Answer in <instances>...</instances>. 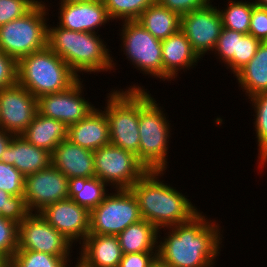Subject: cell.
<instances>
[{"mask_svg": "<svg viewBox=\"0 0 267 267\" xmlns=\"http://www.w3.org/2000/svg\"><path fill=\"white\" fill-rule=\"evenodd\" d=\"M142 220L137 199L130 189H117L90 211L89 235L118 236L129 225Z\"/></svg>", "mask_w": 267, "mask_h": 267, "instance_id": "cell-8", "label": "cell"}, {"mask_svg": "<svg viewBox=\"0 0 267 267\" xmlns=\"http://www.w3.org/2000/svg\"><path fill=\"white\" fill-rule=\"evenodd\" d=\"M250 100L256 113L254 124L259 147V164L264 168L267 163V92L256 94L250 97Z\"/></svg>", "mask_w": 267, "mask_h": 267, "instance_id": "cell-30", "label": "cell"}, {"mask_svg": "<svg viewBox=\"0 0 267 267\" xmlns=\"http://www.w3.org/2000/svg\"><path fill=\"white\" fill-rule=\"evenodd\" d=\"M140 89L130 86L126 91H111L104 113L108 119L110 144L137 155L139 159Z\"/></svg>", "mask_w": 267, "mask_h": 267, "instance_id": "cell-6", "label": "cell"}, {"mask_svg": "<svg viewBox=\"0 0 267 267\" xmlns=\"http://www.w3.org/2000/svg\"><path fill=\"white\" fill-rule=\"evenodd\" d=\"M222 28L220 12L211 3L181 16L180 29L199 58L215 49Z\"/></svg>", "mask_w": 267, "mask_h": 267, "instance_id": "cell-13", "label": "cell"}, {"mask_svg": "<svg viewBox=\"0 0 267 267\" xmlns=\"http://www.w3.org/2000/svg\"><path fill=\"white\" fill-rule=\"evenodd\" d=\"M157 262V252L123 254L118 267H151Z\"/></svg>", "mask_w": 267, "mask_h": 267, "instance_id": "cell-40", "label": "cell"}, {"mask_svg": "<svg viewBox=\"0 0 267 267\" xmlns=\"http://www.w3.org/2000/svg\"><path fill=\"white\" fill-rule=\"evenodd\" d=\"M260 43L261 41L251 34H244L238 38L237 54H234L233 59L227 64L233 74H236L254 57Z\"/></svg>", "mask_w": 267, "mask_h": 267, "instance_id": "cell-33", "label": "cell"}, {"mask_svg": "<svg viewBox=\"0 0 267 267\" xmlns=\"http://www.w3.org/2000/svg\"><path fill=\"white\" fill-rule=\"evenodd\" d=\"M151 267H165V266H163L161 263H159L158 261L154 264V265H152Z\"/></svg>", "mask_w": 267, "mask_h": 267, "instance_id": "cell-46", "label": "cell"}, {"mask_svg": "<svg viewBox=\"0 0 267 267\" xmlns=\"http://www.w3.org/2000/svg\"><path fill=\"white\" fill-rule=\"evenodd\" d=\"M202 213L169 227L168 236L157 245L159 263L165 267H214L222 243L221 229Z\"/></svg>", "mask_w": 267, "mask_h": 267, "instance_id": "cell-1", "label": "cell"}, {"mask_svg": "<svg viewBox=\"0 0 267 267\" xmlns=\"http://www.w3.org/2000/svg\"><path fill=\"white\" fill-rule=\"evenodd\" d=\"M158 232L160 230L145 219L129 225L117 236L122 253L157 252Z\"/></svg>", "mask_w": 267, "mask_h": 267, "instance_id": "cell-25", "label": "cell"}, {"mask_svg": "<svg viewBox=\"0 0 267 267\" xmlns=\"http://www.w3.org/2000/svg\"><path fill=\"white\" fill-rule=\"evenodd\" d=\"M80 80L81 78L65 91L39 96L38 113L64 122L68 127L84 119L95 106L81 96L83 85Z\"/></svg>", "mask_w": 267, "mask_h": 267, "instance_id": "cell-14", "label": "cell"}, {"mask_svg": "<svg viewBox=\"0 0 267 267\" xmlns=\"http://www.w3.org/2000/svg\"><path fill=\"white\" fill-rule=\"evenodd\" d=\"M38 0H0V26L27 14Z\"/></svg>", "mask_w": 267, "mask_h": 267, "instance_id": "cell-37", "label": "cell"}, {"mask_svg": "<svg viewBox=\"0 0 267 267\" xmlns=\"http://www.w3.org/2000/svg\"><path fill=\"white\" fill-rule=\"evenodd\" d=\"M57 27H47V47L60 56L78 76L79 72L112 70L115 63L100 35Z\"/></svg>", "mask_w": 267, "mask_h": 267, "instance_id": "cell-3", "label": "cell"}, {"mask_svg": "<svg viewBox=\"0 0 267 267\" xmlns=\"http://www.w3.org/2000/svg\"><path fill=\"white\" fill-rule=\"evenodd\" d=\"M17 84V61L0 50V90Z\"/></svg>", "mask_w": 267, "mask_h": 267, "instance_id": "cell-38", "label": "cell"}, {"mask_svg": "<svg viewBox=\"0 0 267 267\" xmlns=\"http://www.w3.org/2000/svg\"><path fill=\"white\" fill-rule=\"evenodd\" d=\"M71 247L72 242L38 213H30L18 225L17 250H33L55 256H69Z\"/></svg>", "mask_w": 267, "mask_h": 267, "instance_id": "cell-12", "label": "cell"}, {"mask_svg": "<svg viewBox=\"0 0 267 267\" xmlns=\"http://www.w3.org/2000/svg\"><path fill=\"white\" fill-rule=\"evenodd\" d=\"M0 161L13 165L26 177L47 168L51 164V154L34 146L21 135H14Z\"/></svg>", "mask_w": 267, "mask_h": 267, "instance_id": "cell-19", "label": "cell"}, {"mask_svg": "<svg viewBox=\"0 0 267 267\" xmlns=\"http://www.w3.org/2000/svg\"><path fill=\"white\" fill-rule=\"evenodd\" d=\"M13 136L14 134L0 128V159L5 149L9 146Z\"/></svg>", "mask_w": 267, "mask_h": 267, "instance_id": "cell-42", "label": "cell"}, {"mask_svg": "<svg viewBox=\"0 0 267 267\" xmlns=\"http://www.w3.org/2000/svg\"><path fill=\"white\" fill-rule=\"evenodd\" d=\"M38 214L72 243L81 244L89 235L90 212L71 198L47 205Z\"/></svg>", "mask_w": 267, "mask_h": 267, "instance_id": "cell-16", "label": "cell"}, {"mask_svg": "<svg viewBox=\"0 0 267 267\" xmlns=\"http://www.w3.org/2000/svg\"><path fill=\"white\" fill-rule=\"evenodd\" d=\"M253 3L256 6H260L267 9V0H255Z\"/></svg>", "mask_w": 267, "mask_h": 267, "instance_id": "cell-43", "label": "cell"}, {"mask_svg": "<svg viewBox=\"0 0 267 267\" xmlns=\"http://www.w3.org/2000/svg\"><path fill=\"white\" fill-rule=\"evenodd\" d=\"M95 177L117 189H130L147 171L137 155L108 144L93 151Z\"/></svg>", "mask_w": 267, "mask_h": 267, "instance_id": "cell-9", "label": "cell"}, {"mask_svg": "<svg viewBox=\"0 0 267 267\" xmlns=\"http://www.w3.org/2000/svg\"><path fill=\"white\" fill-rule=\"evenodd\" d=\"M59 4L58 24L66 30L96 33V28L111 20L102 0Z\"/></svg>", "mask_w": 267, "mask_h": 267, "instance_id": "cell-17", "label": "cell"}, {"mask_svg": "<svg viewBox=\"0 0 267 267\" xmlns=\"http://www.w3.org/2000/svg\"><path fill=\"white\" fill-rule=\"evenodd\" d=\"M21 136L34 146L52 154L60 142L68 138V126L64 122L45 117L37 112Z\"/></svg>", "mask_w": 267, "mask_h": 267, "instance_id": "cell-23", "label": "cell"}, {"mask_svg": "<svg viewBox=\"0 0 267 267\" xmlns=\"http://www.w3.org/2000/svg\"><path fill=\"white\" fill-rule=\"evenodd\" d=\"M30 214L24 196H12L0 190V216L20 224Z\"/></svg>", "mask_w": 267, "mask_h": 267, "instance_id": "cell-32", "label": "cell"}, {"mask_svg": "<svg viewBox=\"0 0 267 267\" xmlns=\"http://www.w3.org/2000/svg\"><path fill=\"white\" fill-rule=\"evenodd\" d=\"M0 267H7V261L0 255Z\"/></svg>", "mask_w": 267, "mask_h": 267, "instance_id": "cell-45", "label": "cell"}, {"mask_svg": "<svg viewBox=\"0 0 267 267\" xmlns=\"http://www.w3.org/2000/svg\"><path fill=\"white\" fill-rule=\"evenodd\" d=\"M43 3L39 1L24 16L0 26V50L17 62L47 46L48 10Z\"/></svg>", "mask_w": 267, "mask_h": 267, "instance_id": "cell-7", "label": "cell"}, {"mask_svg": "<svg viewBox=\"0 0 267 267\" xmlns=\"http://www.w3.org/2000/svg\"><path fill=\"white\" fill-rule=\"evenodd\" d=\"M91 0H61V3L88 2Z\"/></svg>", "mask_w": 267, "mask_h": 267, "instance_id": "cell-44", "label": "cell"}, {"mask_svg": "<svg viewBox=\"0 0 267 267\" xmlns=\"http://www.w3.org/2000/svg\"><path fill=\"white\" fill-rule=\"evenodd\" d=\"M249 34L261 42L267 41V9L260 6H253L250 18Z\"/></svg>", "mask_w": 267, "mask_h": 267, "instance_id": "cell-39", "label": "cell"}, {"mask_svg": "<svg viewBox=\"0 0 267 267\" xmlns=\"http://www.w3.org/2000/svg\"><path fill=\"white\" fill-rule=\"evenodd\" d=\"M72 181L50 164L47 168L25 177L24 199L30 213L71 197ZM37 210V211H36Z\"/></svg>", "mask_w": 267, "mask_h": 267, "instance_id": "cell-11", "label": "cell"}, {"mask_svg": "<svg viewBox=\"0 0 267 267\" xmlns=\"http://www.w3.org/2000/svg\"><path fill=\"white\" fill-rule=\"evenodd\" d=\"M80 267H118L122 250L116 235H88L82 242Z\"/></svg>", "mask_w": 267, "mask_h": 267, "instance_id": "cell-20", "label": "cell"}, {"mask_svg": "<svg viewBox=\"0 0 267 267\" xmlns=\"http://www.w3.org/2000/svg\"><path fill=\"white\" fill-rule=\"evenodd\" d=\"M136 21L160 40L177 32L181 26V16L156 1L145 9Z\"/></svg>", "mask_w": 267, "mask_h": 267, "instance_id": "cell-26", "label": "cell"}, {"mask_svg": "<svg viewBox=\"0 0 267 267\" xmlns=\"http://www.w3.org/2000/svg\"><path fill=\"white\" fill-rule=\"evenodd\" d=\"M79 77L47 46L17 62V83L34 97L67 90Z\"/></svg>", "mask_w": 267, "mask_h": 267, "instance_id": "cell-4", "label": "cell"}, {"mask_svg": "<svg viewBox=\"0 0 267 267\" xmlns=\"http://www.w3.org/2000/svg\"><path fill=\"white\" fill-rule=\"evenodd\" d=\"M225 10H219L224 28L249 34L253 2L230 0Z\"/></svg>", "mask_w": 267, "mask_h": 267, "instance_id": "cell-28", "label": "cell"}, {"mask_svg": "<svg viewBox=\"0 0 267 267\" xmlns=\"http://www.w3.org/2000/svg\"><path fill=\"white\" fill-rule=\"evenodd\" d=\"M107 184L97 177L79 179L71 184V199L89 212L98 206L108 194Z\"/></svg>", "mask_w": 267, "mask_h": 267, "instance_id": "cell-27", "label": "cell"}, {"mask_svg": "<svg viewBox=\"0 0 267 267\" xmlns=\"http://www.w3.org/2000/svg\"><path fill=\"white\" fill-rule=\"evenodd\" d=\"M243 35L241 32L222 28L213 51H215L219 59L221 58L226 65L233 59L234 54H237L238 38H241Z\"/></svg>", "mask_w": 267, "mask_h": 267, "instance_id": "cell-36", "label": "cell"}, {"mask_svg": "<svg viewBox=\"0 0 267 267\" xmlns=\"http://www.w3.org/2000/svg\"><path fill=\"white\" fill-rule=\"evenodd\" d=\"M109 17L123 21H134L156 0H102Z\"/></svg>", "mask_w": 267, "mask_h": 267, "instance_id": "cell-31", "label": "cell"}, {"mask_svg": "<svg viewBox=\"0 0 267 267\" xmlns=\"http://www.w3.org/2000/svg\"><path fill=\"white\" fill-rule=\"evenodd\" d=\"M155 102L140 89L139 160L148 170H166L170 121Z\"/></svg>", "mask_w": 267, "mask_h": 267, "instance_id": "cell-5", "label": "cell"}, {"mask_svg": "<svg viewBox=\"0 0 267 267\" xmlns=\"http://www.w3.org/2000/svg\"><path fill=\"white\" fill-rule=\"evenodd\" d=\"M37 98L18 83L0 90V128L21 135L33 121Z\"/></svg>", "mask_w": 267, "mask_h": 267, "instance_id": "cell-15", "label": "cell"}, {"mask_svg": "<svg viewBox=\"0 0 267 267\" xmlns=\"http://www.w3.org/2000/svg\"><path fill=\"white\" fill-rule=\"evenodd\" d=\"M18 224L0 216V255L8 262L17 251Z\"/></svg>", "mask_w": 267, "mask_h": 267, "instance_id": "cell-35", "label": "cell"}, {"mask_svg": "<svg viewBox=\"0 0 267 267\" xmlns=\"http://www.w3.org/2000/svg\"><path fill=\"white\" fill-rule=\"evenodd\" d=\"M158 4L178 13L180 16L208 5L210 0H156Z\"/></svg>", "mask_w": 267, "mask_h": 267, "instance_id": "cell-41", "label": "cell"}, {"mask_svg": "<svg viewBox=\"0 0 267 267\" xmlns=\"http://www.w3.org/2000/svg\"><path fill=\"white\" fill-rule=\"evenodd\" d=\"M69 256H55L33 250H17L7 262L8 267H67Z\"/></svg>", "mask_w": 267, "mask_h": 267, "instance_id": "cell-29", "label": "cell"}, {"mask_svg": "<svg viewBox=\"0 0 267 267\" xmlns=\"http://www.w3.org/2000/svg\"><path fill=\"white\" fill-rule=\"evenodd\" d=\"M123 52L143 73L163 79L162 40L155 38L136 20L124 21Z\"/></svg>", "mask_w": 267, "mask_h": 267, "instance_id": "cell-10", "label": "cell"}, {"mask_svg": "<svg viewBox=\"0 0 267 267\" xmlns=\"http://www.w3.org/2000/svg\"><path fill=\"white\" fill-rule=\"evenodd\" d=\"M51 164L72 182L95 177L93 151L64 139L51 154Z\"/></svg>", "mask_w": 267, "mask_h": 267, "instance_id": "cell-18", "label": "cell"}, {"mask_svg": "<svg viewBox=\"0 0 267 267\" xmlns=\"http://www.w3.org/2000/svg\"><path fill=\"white\" fill-rule=\"evenodd\" d=\"M80 147L95 151L110 144L108 119L95 108L84 119L68 127V138Z\"/></svg>", "mask_w": 267, "mask_h": 267, "instance_id": "cell-21", "label": "cell"}, {"mask_svg": "<svg viewBox=\"0 0 267 267\" xmlns=\"http://www.w3.org/2000/svg\"><path fill=\"white\" fill-rule=\"evenodd\" d=\"M235 76L249 98L267 92V41L260 43L254 57Z\"/></svg>", "mask_w": 267, "mask_h": 267, "instance_id": "cell-24", "label": "cell"}, {"mask_svg": "<svg viewBox=\"0 0 267 267\" xmlns=\"http://www.w3.org/2000/svg\"><path fill=\"white\" fill-rule=\"evenodd\" d=\"M25 177L13 165L0 161V190L12 196H24Z\"/></svg>", "mask_w": 267, "mask_h": 267, "instance_id": "cell-34", "label": "cell"}, {"mask_svg": "<svg viewBox=\"0 0 267 267\" xmlns=\"http://www.w3.org/2000/svg\"><path fill=\"white\" fill-rule=\"evenodd\" d=\"M163 172L166 171L148 170L130 188L137 199L142 219L158 230L186 223L199 213L182 193L159 180Z\"/></svg>", "mask_w": 267, "mask_h": 267, "instance_id": "cell-2", "label": "cell"}, {"mask_svg": "<svg viewBox=\"0 0 267 267\" xmlns=\"http://www.w3.org/2000/svg\"><path fill=\"white\" fill-rule=\"evenodd\" d=\"M161 46L163 80L174 79L180 69H190L200 59L181 29L163 39Z\"/></svg>", "mask_w": 267, "mask_h": 267, "instance_id": "cell-22", "label": "cell"}]
</instances>
